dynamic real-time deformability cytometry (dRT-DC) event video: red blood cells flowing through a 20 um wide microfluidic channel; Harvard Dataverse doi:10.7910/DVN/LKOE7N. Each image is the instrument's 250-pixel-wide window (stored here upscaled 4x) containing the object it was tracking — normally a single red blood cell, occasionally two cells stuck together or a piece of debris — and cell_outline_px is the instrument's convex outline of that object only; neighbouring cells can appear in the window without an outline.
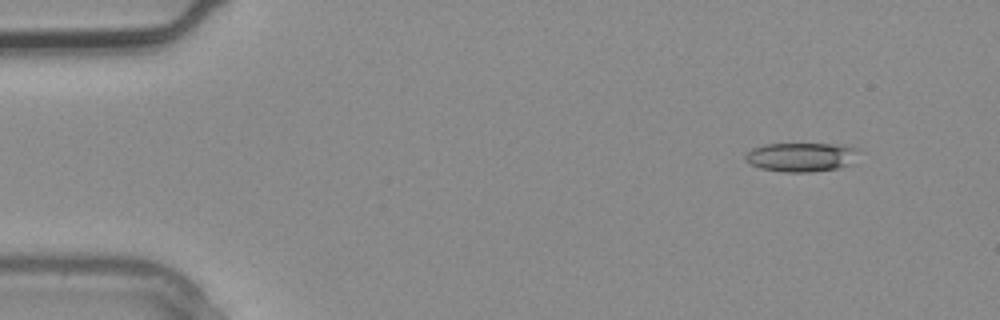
{"species": "common noctule bat (a hibernating species)", "species_latin": "Nyctalus noctula", "temperature_condition": "warm", "stored_images_in_passage": 3, "camera_frame_rate_fps": 3000, "um_per_image_px": 0.085, "animal": {"sex": "male", "body_mass_g": 20.4}, "frame": {"image": 1, "passage_image": 1, "time_ms": 0.0, "image_size_px": [1000, 320], "cell_outline_px": [[860, 148], [848, 164], [840, 168], [812, 172], [784, 172], [760, 168], [744, 160], [744, 156], [752, 148], [764, 144], [844, 144]], "centroid_in_image_um": [68.08, 13.34], "position_along_channel_um": 16.9, "area_um2": 19.19}}
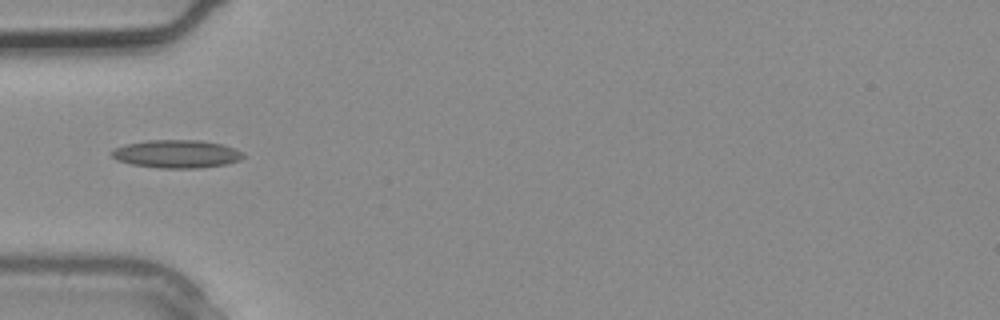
{"frame": {"image": 2, "passage_image": 3, "time_ms": 0.667, "image_size_px": [1000, 320], "cell_outline_px": [[244, 156], [240, 160], [224, 164], [200, 168], [160, 168], [132, 164], [116, 160], [108, 152], [116, 148], [128, 144], [148, 140], [200, 140], [224, 144], [236, 148], [244, 152]], "centroid_in_image_um": [15.04, 13.08], "position_along_channel_um": 70.0, "area_um2": 21.56}}